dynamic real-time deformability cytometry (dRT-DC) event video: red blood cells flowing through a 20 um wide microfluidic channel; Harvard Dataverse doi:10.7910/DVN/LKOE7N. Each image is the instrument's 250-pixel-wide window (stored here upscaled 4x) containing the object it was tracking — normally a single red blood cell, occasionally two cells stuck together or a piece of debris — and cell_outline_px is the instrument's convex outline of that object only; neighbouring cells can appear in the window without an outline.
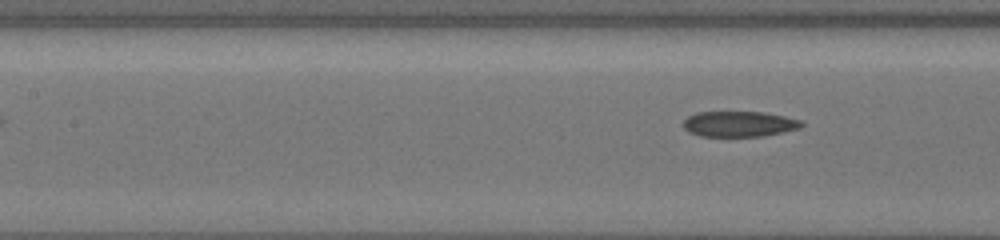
{"species": "common noctule bat (a hibernating species)", "species_latin": "Nyctalus noctula", "temperature_condition": "cold", "stored_images_in_passage": 8, "segment_of_instrument_passage": [2, 2], "camera_frame_rate_fps": 3000, "um_per_image_px": 0.085, "animal": {"sex": "female", "body_mass_g": 19.5, "forearm_length_mm": 54.1}, "frame": {"image": 1, "passage_image": 8, "time_ms": 6.333, "image_size_px": [1000, 240], "cell_outline_px": [[804, 124], [800, 128], [764, 136], [700, 136], [688, 132], [684, 128], [684, 120], [688, 116], [696, 112], [764, 112], [784, 116], [800, 120]], "centroid_in_image_um": [62.82, 10.53], "position_along_channel_um": 144.6, "area_um2": 17.57}}